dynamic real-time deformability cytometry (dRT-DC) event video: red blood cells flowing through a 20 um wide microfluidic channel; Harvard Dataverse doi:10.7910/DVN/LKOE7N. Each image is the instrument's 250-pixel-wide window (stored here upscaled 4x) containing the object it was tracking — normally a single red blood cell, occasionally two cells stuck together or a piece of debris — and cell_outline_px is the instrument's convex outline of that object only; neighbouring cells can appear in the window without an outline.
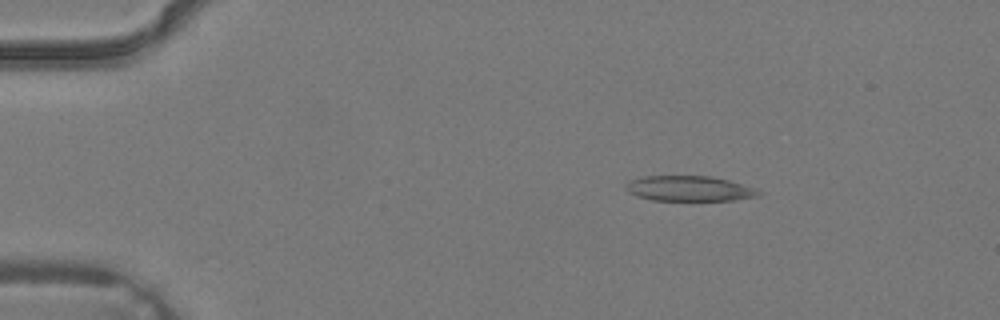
{"species": "common noctule bat (a hibernating species)", "species_latin": "Nyctalus noctula", "temperature_condition": "warm", "stored_images_in_passage": 3, "camera_frame_rate_fps": 3000, "um_per_image_px": 0.085, "animal": {"sex": "male", "body_mass_g": 19.2, "forearm_length_mm": 51.8}, "frame": {"image": 1, "passage_image": 2, "time_ms": 0.333, "image_size_px": [1000, 320], "cell_outline_px": [[760, 196], [732, 200], [652, 200], [636, 196], [628, 192], [624, 188], [624, 184], [628, 180], [644, 176], [708, 176], [728, 180], [752, 188], [760, 192]], "centroid_in_image_um": [58.48, 16.02], "position_along_channel_um": 26.5, "area_um2": 19.42}}